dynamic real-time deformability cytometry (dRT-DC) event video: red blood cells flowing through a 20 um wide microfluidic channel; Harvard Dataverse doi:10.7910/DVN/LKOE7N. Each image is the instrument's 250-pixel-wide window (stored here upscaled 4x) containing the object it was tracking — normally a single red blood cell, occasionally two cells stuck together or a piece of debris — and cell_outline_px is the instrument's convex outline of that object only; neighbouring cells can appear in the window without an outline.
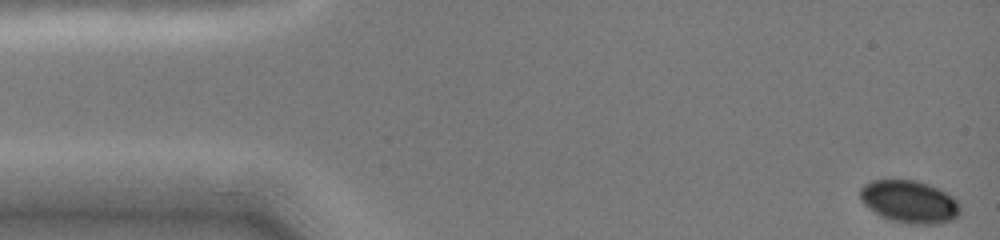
{"species": "common noctule bat (a hibernating species)", "species_latin": "Nyctalus noctula", "temperature_condition": "cold", "stored_images_in_passage": 45, "camera_frame_rate_fps": 3000, "um_per_image_px": 0.085, "animal": {"sex": "female", "body_mass_g": 19.0, "forearm_length_mm": 51.5}, "frame": {"image": 1, "passage_image": 1, "time_ms": 0.0, "image_size_px": [1000, 240], "cell_outline_px": [[960, 212], [952, 220], [940, 224], [908, 224], [888, 220], [880, 216], [864, 204], [860, 200], [860, 188], [864, 184], [872, 180], [916, 180], [928, 184], [952, 196], [960, 204]], "centroid_in_image_um": [77.28, 17.16], "position_along_channel_um": 7.7, "area_um2": 24.91}}
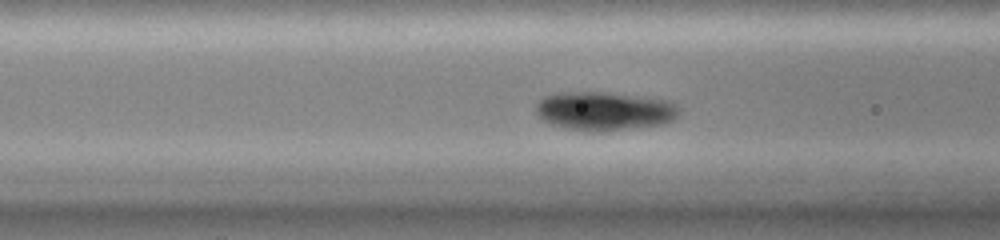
{"frame": {"image": 2, "passage_image": 17, "time_ms": 5.667, "image_size_px": [1000, 240], "cell_outline_px": [[680, 112], [672, 120], [660, 124], [604, 132], [588, 132], [548, 124], [536, 112], [536, 104], [544, 96], [556, 92], [608, 92], [644, 96], [668, 100], [676, 104], [680, 108]], "centroid_in_image_um": [51.37, 9.43], "position_along_channel_um": 115.2, "area_um2": 32.66}}
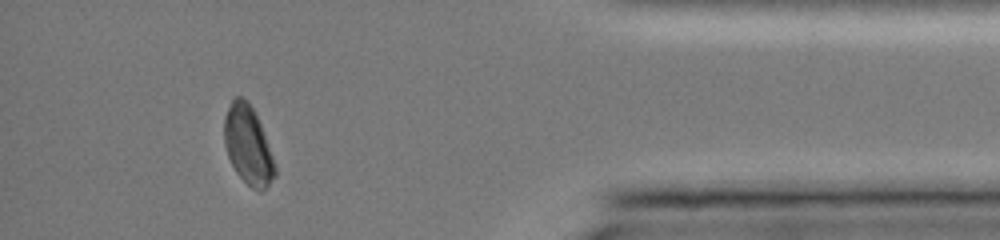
{"frame": {"image": 3, "passage_image": 40, "time_ms": 14.0, "image_size_px": [1000, 240], "cell_outline_px": [[276, 176], [260, 192], [252, 188], [236, 172], [228, 156], [224, 144], [224, 116], [232, 100], [236, 96], [240, 96], [248, 100], [260, 124], [276, 164]], "centroid_in_image_um": [21.08, 12.34], "position_along_channel_um": 414.1, "area_um2": 23.0}, "authors_computed_cell_mechanics": {"area_um2": 26.4146, "velocity_mm_per_s": 3.9476, "shape_relaxation_time_tau1_ms": 2.4207, "shape_relaxation_time_tau2_ms": null, "deformation_change_tau1": 0.0932, "deformation_change_tau2": null}}